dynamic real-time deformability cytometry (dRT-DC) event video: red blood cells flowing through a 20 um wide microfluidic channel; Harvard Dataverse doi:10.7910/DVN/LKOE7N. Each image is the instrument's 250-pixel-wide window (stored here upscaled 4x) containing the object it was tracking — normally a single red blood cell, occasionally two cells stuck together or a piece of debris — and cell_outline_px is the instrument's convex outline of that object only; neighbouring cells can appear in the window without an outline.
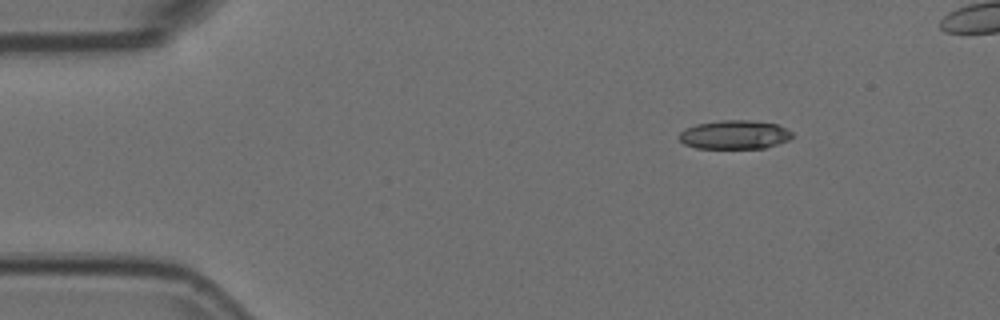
{"species": "Egyptian fruit bat (a non-hibernating species)", "species_latin": "Rousettus aegyptiacus", "temperature_condition": "room temperature", "stored_images_in_passage": 45, "camera_frame_rate_fps": 3000, "um_per_image_px": 0.085, "animal": {"sex": "female"}, "frame": {"image": 1, "passage_image": 1, "time_ms": 0.0, "image_size_px": [1000, 320], "cell_outline_px": [[792, 136], [788, 140], [764, 148], [696, 148], [684, 144], [676, 136], [684, 128], [696, 124], [720, 120], [752, 120], [776, 124], [792, 132]], "centroid_in_image_um": [62.38, 11.44], "position_along_channel_um": 22.6, "area_um2": 19.02}}
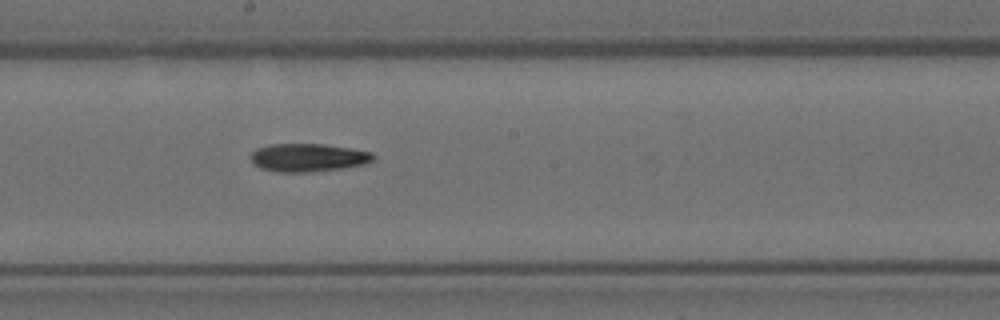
{"frame": {"image": 2, "passage_image": 23, "time_ms": 7.333, "image_size_px": [1000, 320], "cell_outline_px": [[376, 156], [372, 160], [364, 164], [340, 168], [308, 172], [276, 172], [260, 168], [252, 164], [252, 152], [256, 148], [272, 144], [324, 144], [352, 148], [372, 152]], "centroid_in_image_um": [26.18, 13.39], "position_along_channel_um": 222.0, "area_um2": 20.06}}
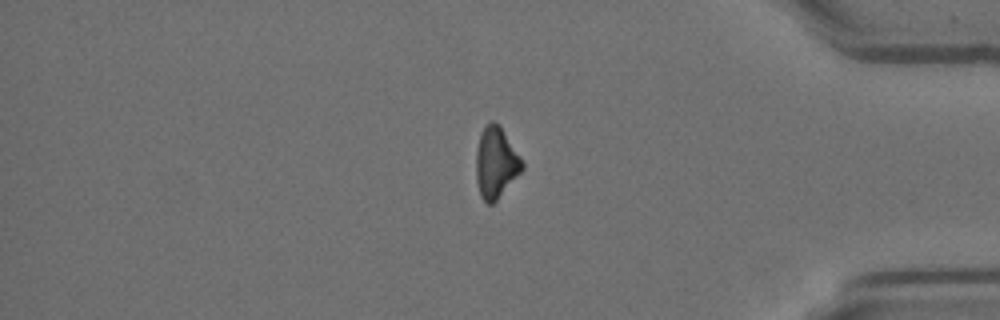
{"frame": {"image": 3, "passage_image": 39, "time_ms": 12.667, "image_size_px": [1000, 320], "cell_outline_px": [[524, 168], [496, 200], [492, 204], [488, 204], [480, 196], [476, 180], [476, 152], [480, 132], [484, 124], [492, 120], [500, 124], [520, 156], [524, 164]], "centroid_in_image_um": [42.13, 13.78], "position_along_channel_um": 393.1, "area_um2": 19.19}}